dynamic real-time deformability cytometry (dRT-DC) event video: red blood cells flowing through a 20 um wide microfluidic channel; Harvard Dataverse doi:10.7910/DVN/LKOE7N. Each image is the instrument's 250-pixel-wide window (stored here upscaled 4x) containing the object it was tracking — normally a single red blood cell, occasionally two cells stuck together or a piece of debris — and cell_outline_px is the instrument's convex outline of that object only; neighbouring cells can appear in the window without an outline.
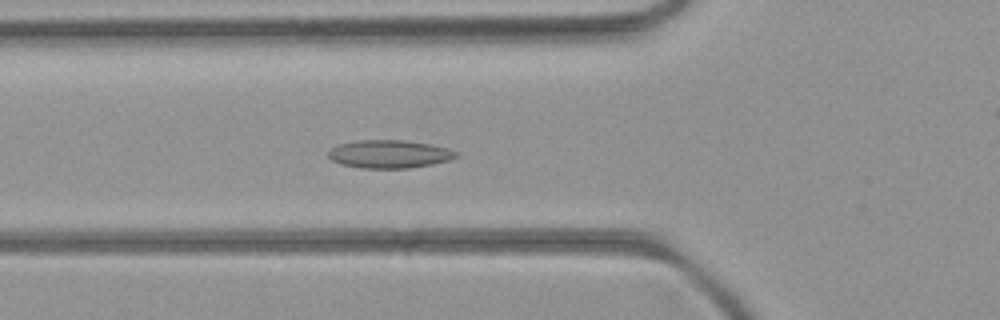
{"species": "common noctule bat (a hibernating species)", "species_latin": "Nyctalus noctula", "temperature_condition": "room temperature", "stored_images_in_passage": 53, "camera_frame_rate_fps": 3000, "um_per_image_px": 0.085, "animal": {"sex": "female", "body_mass_g": 21.9}, "frame": {"image": 1, "passage_image": 18, "time_ms": 5.667, "image_size_px": [1000, 320], "cell_outline_px": [[460, 156], [448, 160], [432, 164], [408, 168], [360, 168], [340, 164], [332, 160], [328, 156], [328, 152], [332, 148], [340, 144], [356, 140], [404, 140], [432, 144], [448, 148], [460, 152]], "centroid_in_image_um": [33.13, 13.09], "position_along_channel_um": 92.7, "area_um2": 21.04}}
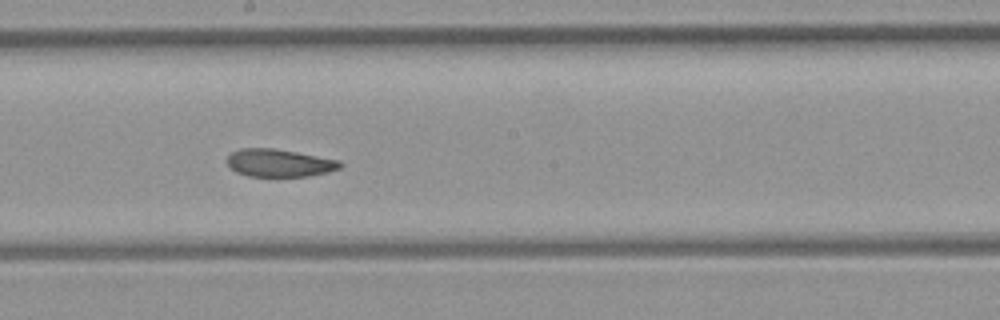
{"frame": {"image": 2, "passage_image": 28, "time_ms": 9.0, "image_size_px": [1000, 320], "cell_outline_px": [[344, 164], [340, 168], [328, 172], [308, 176], [248, 176], [236, 172], [228, 168], [224, 160], [232, 152], [240, 148], [272, 148], [296, 152], [340, 160]], "centroid_in_image_um": [23.69, 13.85], "position_along_channel_um": 224.5, "area_um2": 18.44}}
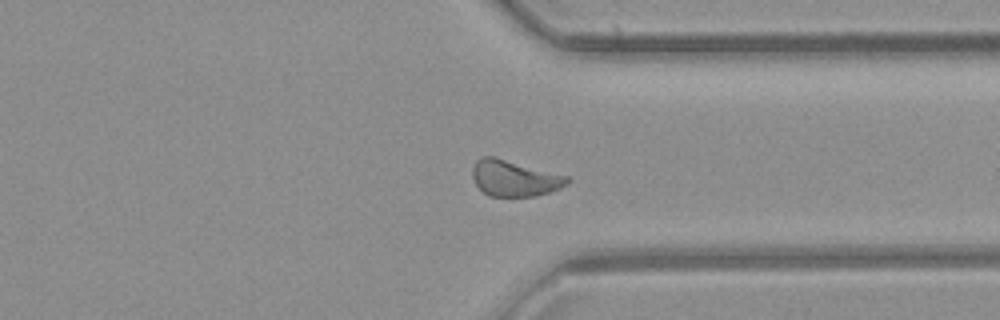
{"frame": {"image": 3, "passage_image": 39, "time_ms": 12.667, "image_size_px": [1000, 320], "cell_outline_px": [[572, 180], [568, 184], [560, 188], [536, 196], [488, 196], [476, 184], [472, 176], [472, 168], [476, 160], [480, 156], [492, 156], [568, 176]], "centroid_in_image_um": [43.72, 15.15], "position_along_channel_um": 367.7, "area_um2": 19.83}, "authors_computed_cell_mechanics": {"area_um2": 20.1722, "velocity_mm_per_s": 3.9361, "shape_relaxation_time_tau1_ms": null, "shape_relaxation_time_tau2_ms": 5.7616, "deformation_change_tau1": null, "deformation_change_tau2": 0.1045}}